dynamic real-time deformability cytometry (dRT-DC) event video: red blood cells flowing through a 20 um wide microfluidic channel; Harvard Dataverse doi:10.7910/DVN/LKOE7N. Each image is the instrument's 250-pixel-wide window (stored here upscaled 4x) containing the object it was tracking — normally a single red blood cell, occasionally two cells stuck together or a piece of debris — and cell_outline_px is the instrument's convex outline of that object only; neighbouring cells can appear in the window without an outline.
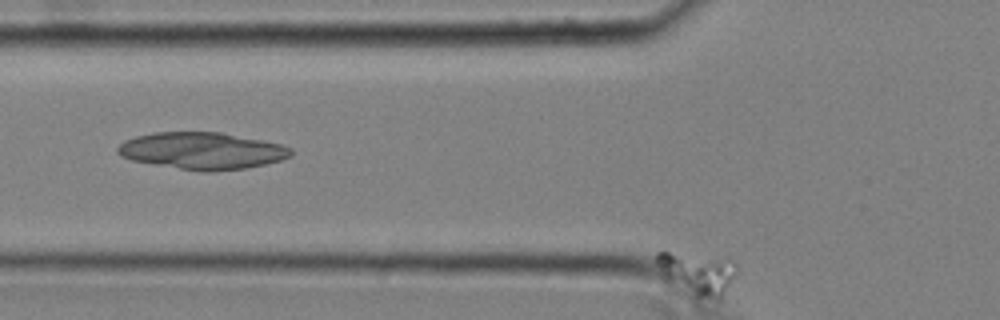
{"species": "common noctule bat (a hibernating species)", "species_latin": "Nyctalus noctula", "temperature_condition": "cold", "stored_images_in_passage": 20, "camera_frame_rate_fps": 3000, "um_per_image_px": 0.085, "animal": {"sex": "male", "body_mass_g": 20.4}, "frame": {"image": 1, "passage_image": 20, "time_ms": 6.333, "image_size_px": [1000, 320], "cell_outline_px": [[740, 268], [736, 276], [720, 300], [716, 300], [696, 296], [664, 276], [656, 264], [656, 252], [668, 252], [732, 256]], "centroid_in_image_um": [59.43, 23.16], "position_along_channel_um": 66.4, "area_um2": 20.17}}